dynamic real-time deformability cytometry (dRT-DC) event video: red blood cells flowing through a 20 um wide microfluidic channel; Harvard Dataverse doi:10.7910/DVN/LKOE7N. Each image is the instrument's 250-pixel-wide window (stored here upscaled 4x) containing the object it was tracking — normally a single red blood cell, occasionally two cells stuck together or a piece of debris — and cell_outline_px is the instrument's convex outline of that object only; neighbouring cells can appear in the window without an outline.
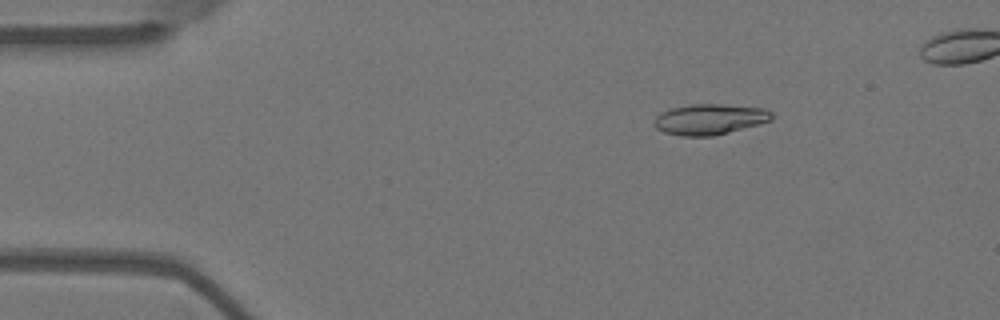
{"species": "Egyptian fruit bat (a non-hibernating species)", "species_latin": "Rousettus aegyptiacus", "temperature_condition": "warm", "stored_images_in_passage": 48, "camera_frame_rate_fps": 3000, "um_per_image_px": 0.085, "animal": {"sex": "female"}, "frame": {"image": 1, "passage_image": 5, "time_ms": 1.333, "image_size_px": [1000, 320], "cell_outline_px": [[772, 120], [760, 124], [712, 136], [680, 136], [664, 132], [656, 128], [656, 116], [660, 112], [672, 108], [692, 104], [724, 104], [764, 108], [772, 112]], "centroid_in_image_um": [60.34, 10.13], "position_along_channel_um": 24.7, "area_um2": 20.92}}
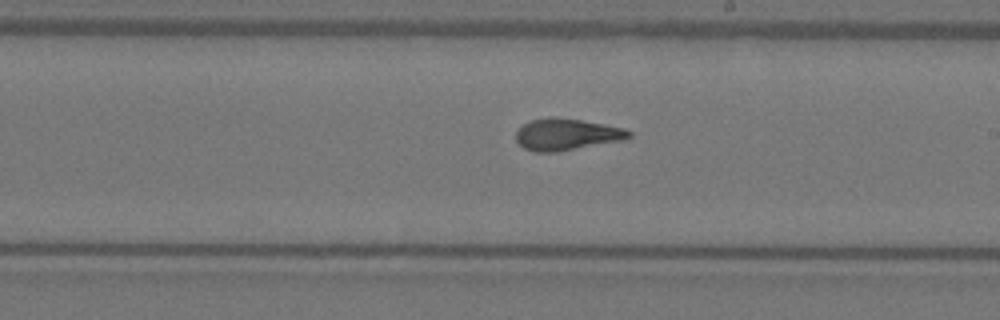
{"frame": {"image": 2, "passage_image": 28, "time_ms": 9.0, "image_size_px": [1000, 320], "cell_outline_px": [[632, 136], [624, 140], [556, 152], [536, 152], [524, 148], [516, 140], [516, 132], [524, 124], [532, 120], [552, 116], [580, 120], [604, 124], [624, 128], [632, 132]], "centroid_in_image_um": [48.18, 11.43], "position_along_channel_um": 240.8, "area_um2": 20.75}}
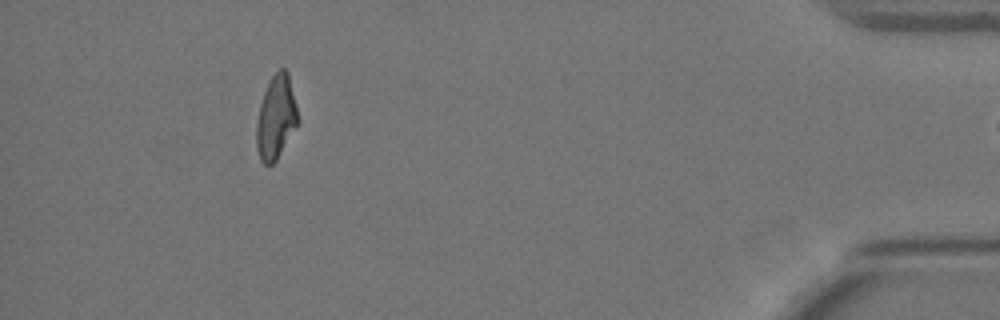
{"frame": {"image": 3, "passage_image": 47, "time_ms": 15.333, "image_size_px": [1000, 320], "cell_outline_px": [[300, 120], [276, 160], [272, 164], [264, 164], [260, 160], [256, 148], [256, 124], [260, 104], [268, 80], [280, 68], [284, 68], [288, 72]], "centroid_in_image_um": [23.45, 9.97], "position_along_channel_um": 411.7, "area_um2": 20.23}}